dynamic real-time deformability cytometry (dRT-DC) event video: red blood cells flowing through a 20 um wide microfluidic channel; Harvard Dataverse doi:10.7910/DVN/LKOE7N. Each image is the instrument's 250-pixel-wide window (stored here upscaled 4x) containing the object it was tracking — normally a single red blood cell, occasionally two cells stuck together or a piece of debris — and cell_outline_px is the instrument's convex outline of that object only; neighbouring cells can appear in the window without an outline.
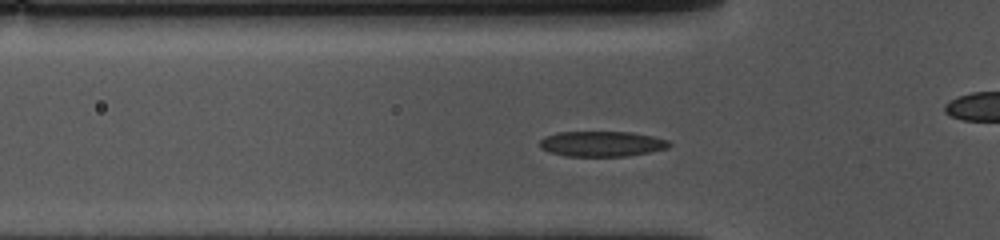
{"species": "common noctule bat (a hibernating species)", "species_latin": "Nyctalus noctula", "temperature_condition": "cold", "stored_images_in_passage": 43, "camera_frame_rate_fps": 3000, "um_per_image_px": 0.085, "animal": {"sex": "female", "body_mass_g": 10.0, "forearm_length_mm": 53.1}, "frame": {"image": 1, "passage_image": 13, "time_ms": 4.0, "image_size_px": [1000, 240], "cell_outline_px": [[672, 144], [668, 148], [648, 152], [624, 156], [564, 156], [548, 152], [540, 148], [540, 140], [544, 136], [556, 132], [632, 132], [652, 136], [668, 140]], "centroid_in_image_um": [51.11, 12.22], "position_along_channel_um": 74.7, "area_um2": 19.19}}
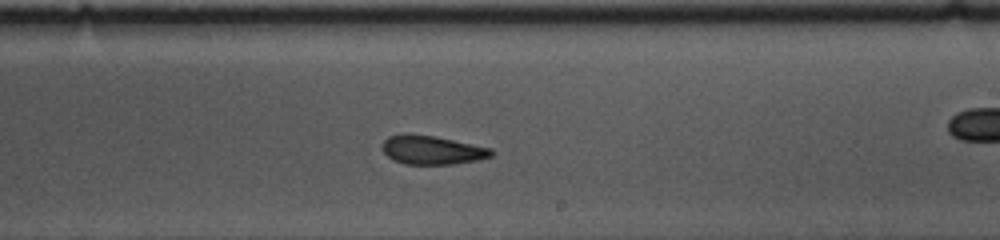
{"frame": {"image": 2, "passage_image": 28, "time_ms": 9.0, "image_size_px": [1000, 240], "cell_outline_px": [[496, 152], [492, 156], [480, 160], [452, 164], [404, 164], [392, 160], [384, 152], [384, 140], [388, 136], [404, 132], [432, 136], [492, 148]], "centroid_in_image_um": [36.74, 12.75], "position_along_channel_um": 252.3, "area_um2": 18.38}}
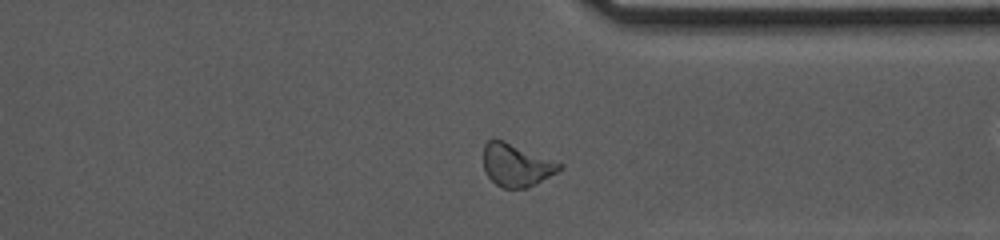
{"frame": {"image": 3, "passage_image": 38, "time_ms": 12.333, "image_size_px": [1000, 240], "cell_outline_px": [[564, 164], [556, 172], [536, 184], [528, 188], [504, 188], [496, 184], [488, 176], [484, 168], [484, 144], [488, 140], [504, 140]], "centroid_in_image_um": [43.89, 14.03], "position_along_channel_um": 367.5, "area_um2": 18.73}, "authors_computed_cell_mechanics": {"area_um2": 18.9584, "velocity_mm_per_s": 3.5379, "shape_relaxation_time_tau1_ms": 3.5414, "shape_relaxation_time_tau2_ms": 2.8715, "deformation_change_tau1": 0.1144, "deformation_change_tau2": 0.0914}}